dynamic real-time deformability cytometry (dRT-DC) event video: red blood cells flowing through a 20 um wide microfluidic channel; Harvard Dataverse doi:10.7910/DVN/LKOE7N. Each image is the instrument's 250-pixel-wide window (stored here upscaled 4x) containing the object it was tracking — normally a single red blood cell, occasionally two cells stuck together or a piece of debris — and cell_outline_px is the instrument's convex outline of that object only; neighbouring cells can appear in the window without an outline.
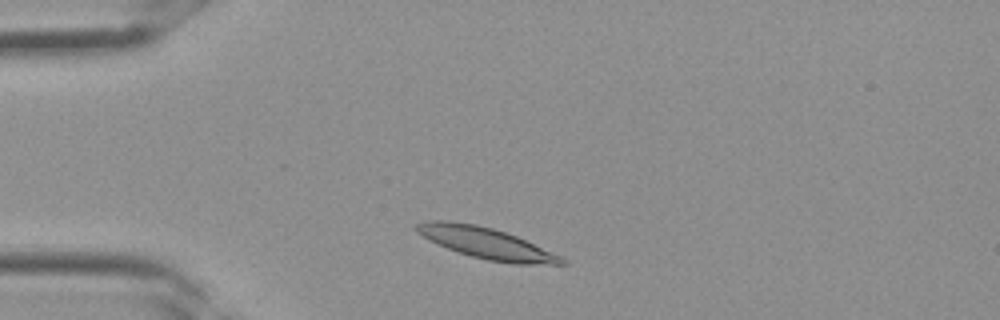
{"species": "Egyptian fruit bat (a non-hibernating species)", "species_latin": "Rousettus aegyptiacus", "temperature_condition": "room temperature", "stored_images_in_passage": 30, "camera_frame_rate_fps": 3000, "um_per_image_px": 0.085, "frame": {"image": 1, "passage_image": 3, "time_ms": 0.667, "image_size_px": [1000, 320], "cell_outline_px": [[568, 264], [512, 264], [488, 260], [472, 256], [448, 248], [428, 240], [416, 232], [412, 228], [412, 224], [428, 220], [448, 220], [476, 224], [492, 228], [516, 236], [560, 256], [568, 260]], "centroid_in_image_um": [41.26, 20.65], "position_along_channel_um": 43.7, "area_um2": 26.3}}
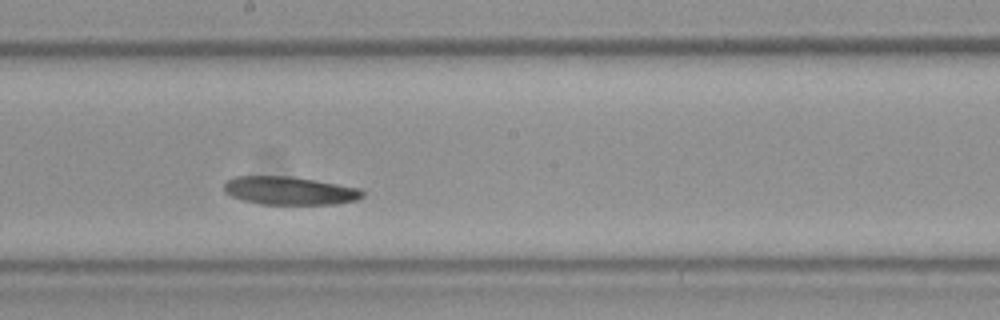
{"frame": {"image": 2, "passage_image": 14, "time_ms": 4.333, "image_size_px": [1000, 320], "cell_outline_px": [[364, 196], [356, 200], [336, 204], [260, 204], [240, 200], [224, 192], [224, 184], [228, 180], [236, 176], [288, 176], [360, 188], [364, 192]], "centroid_in_image_um": [24.59, 16.22], "position_along_channel_um": 223.6, "area_um2": 22.66}}
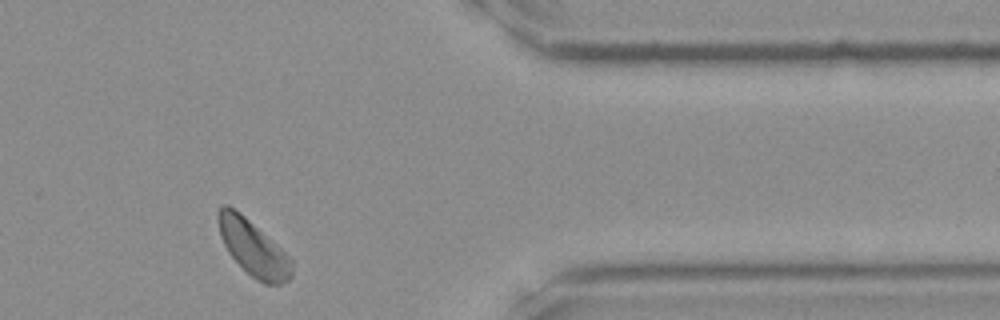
{"frame": {"image": 3, "passage_image": 24, "time_ms": 7.667, "image_size_px": [1000, 320], "cell_outline_px": [[292, 276], [288, 280], [280, 284], [264, 284], [252, 276], [228, 252], [220, 236], [216, 220], [216, 212], [220, 204], [228, 204], [240, 212], [280, 248], [292, 260]], "centroid_in_image_um": [21.47, 21.03], "position_along_channel_um": 389.9, "area_um2": 23.58}}